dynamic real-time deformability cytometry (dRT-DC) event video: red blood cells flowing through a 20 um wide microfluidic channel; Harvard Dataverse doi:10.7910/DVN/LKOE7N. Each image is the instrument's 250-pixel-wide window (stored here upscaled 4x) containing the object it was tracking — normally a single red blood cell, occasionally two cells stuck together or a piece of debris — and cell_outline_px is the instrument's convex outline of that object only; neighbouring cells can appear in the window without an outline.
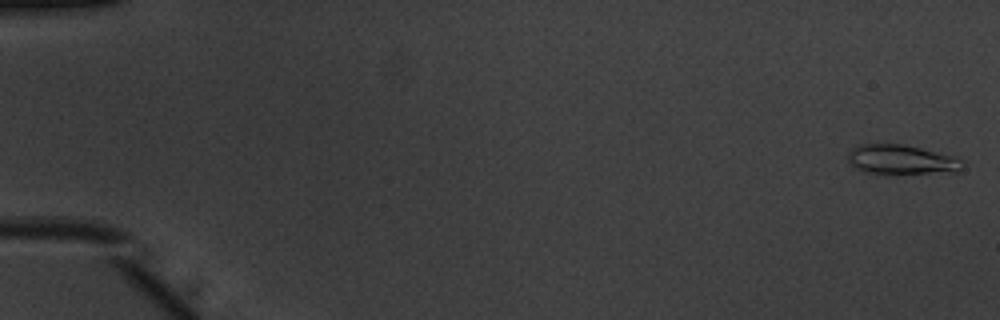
{"species": "common noctule bat (a hibernating species)", "species_latin": "Nyctalus noctula", "temperature_condition": "warm", "stored_images_in_passage": 47, "camera_frame_rate_fps": 3000, "um_per_image_px": 0.085, "animal": {"sex": "male", "body_mass_g": 20.1, "forearm_length_mm": 53.5}, "frame": {"image": 1, "passage_image": 1, "time_ms": 0.0, "image_size_px": [1000, 320], "cell_outline_px": [[964, 160], [960, 168], [956, 172], [868, 172], [856, 168], [848, 160], [848, 152], [852, 148], [860, 144], [904, 144], [956, 156]], "centroid_in_image_um": [76.64, 13.53], "position_along_channel_um": 8.4, "area_um2": 19.19}}
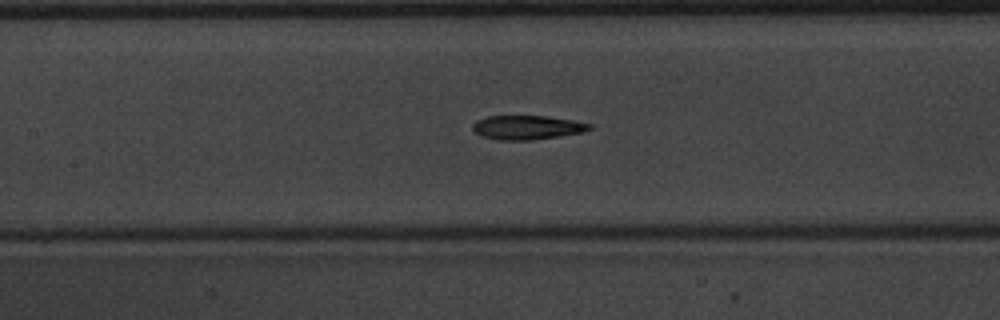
{"frame": {"image": 2, "passage_image": 25, "time_ms": 8.0, "image_size_px": [1000, 320], "cell_outline_px": [[592, 128], [584, 132], [532, 140], [496, 140], [480, 136], [472, 128], [472, 124], [476, 120], [488, 116], [548, 116], [572, 120], [592, 124]], "centroid_in_image_um": [44.79, 10.83], "position_along_channel_um": 162.6, "area_um2": 16.47}}
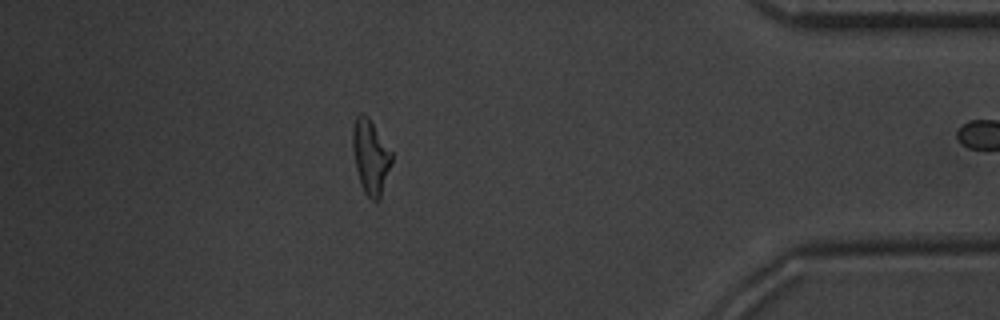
{"frame": {"image": 3, "passage_image": 46, "time_ms": 15.0, "image_size_px": [1000, 320], "cell_outline_px": [[392, 164], [380, 200], [372, 200], [364, 192], [360, 184], [356, 168], [352, 148], [352, 128], [356, 116], [360, 112], [364, 112], [368, 116], [392, 152]], "centroid_in_image_um": [31.5, 13.31], "position_along_channel_um": 403.7, "area_um2": 17.17}}